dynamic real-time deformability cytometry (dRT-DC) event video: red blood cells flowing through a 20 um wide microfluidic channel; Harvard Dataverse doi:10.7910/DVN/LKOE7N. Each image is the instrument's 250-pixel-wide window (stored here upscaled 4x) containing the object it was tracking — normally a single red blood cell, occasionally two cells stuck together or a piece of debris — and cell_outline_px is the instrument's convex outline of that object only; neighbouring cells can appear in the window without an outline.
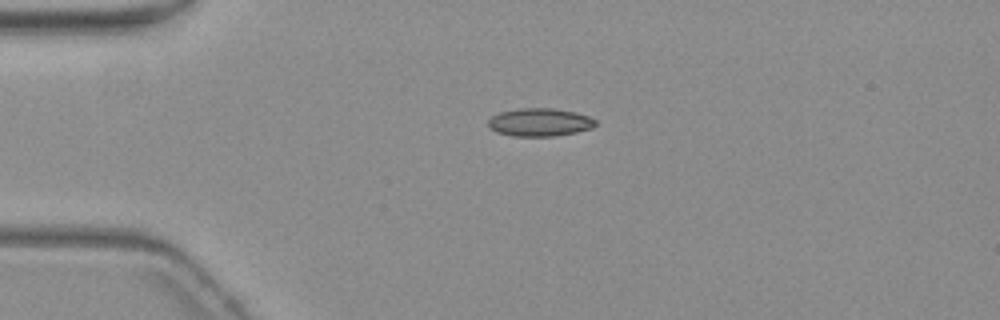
{"species": "common noctule bat (a hibernating species)", "species_latin": "Nyctalus noctula", "temperature_condition": "warm", "stored_images_in_passage": 2, "camera_frame_rate_fps": 3000, "um_per_image_px": 0.085, "animal": {"sex": "female", "body_mass_g": 19.3, "forearm_length_mm": 54.1}, "frame": {"image": 1, "passage_image": 1, "time_ms": 0.0, "image_size_px": [1000, 320], "cell_outline_px": [[596, 124], [592, 128], [576, 132], [556, 136], [512, 136], [496, 132], [488, 128], [488, 120], [492, 116], [500, 112], [520, 108], [552, 108], [576, 112], [588, 116], [596, 120]], "centroid_in_image_um": [45.86, 10.39], "position_along_channel_um": 39.1, "area_um2": 17.63}}